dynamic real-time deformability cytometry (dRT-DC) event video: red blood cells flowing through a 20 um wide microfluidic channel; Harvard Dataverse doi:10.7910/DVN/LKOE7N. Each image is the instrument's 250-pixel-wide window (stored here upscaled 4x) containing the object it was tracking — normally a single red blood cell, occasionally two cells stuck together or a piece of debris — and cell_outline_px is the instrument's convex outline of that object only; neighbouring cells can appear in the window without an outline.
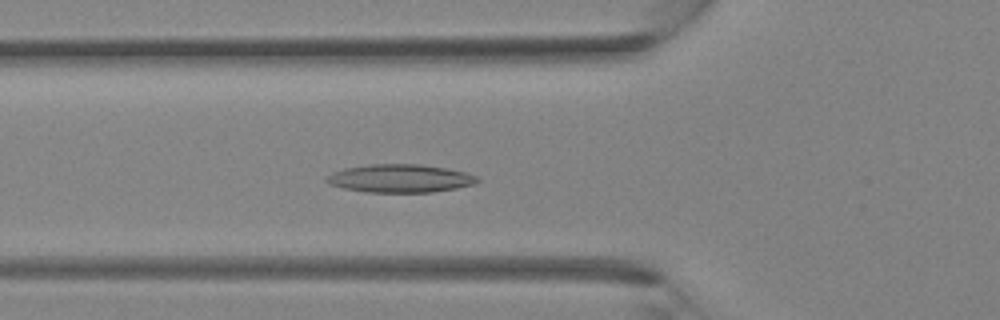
{"species": "Egyptian fruit bat (a non-hibernating species)", "species_latin": "Rousettus aegyptiacus", "temperature_condition": "room temperature", "stored_images_in_passage": 28, "camera_frame_rate_fps": 3000, "um_per_image_px": 0.085, "animal": {"sex": "female"}, "frame": {"image": 1, "passage_image": 10, "time_ms": 3.0, "image_size_px": [1000, 320], "cell_outline_px": [[480, 180], [476, 184], [456, 188], [432, 192], [364, 192], [344, 188], [328, 184], [324, 180], [332, 172], [344, 168], [368, 164], [420, 164], [448, 168], [464, 172], [476, 176]], "centroid_in_image_um": [33.99, 15.16], "position_along_channel_um": 91.8, "area_um2": 24.85}}
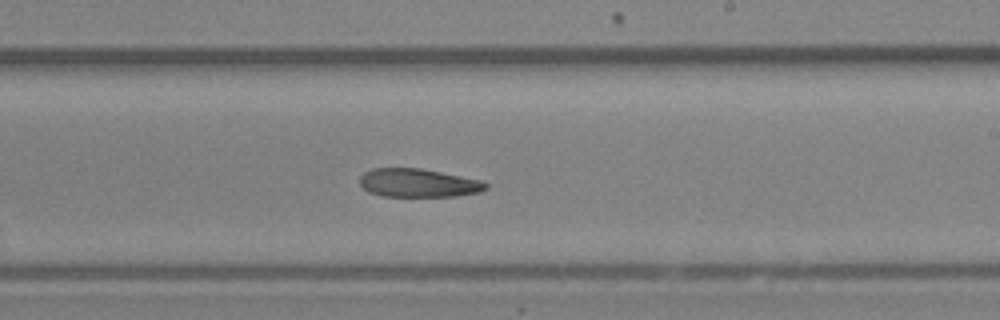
{"frame": {"image": 2, "passage_image": 19, "time_ms": 6.0, "image_size_px": [1000, 320], "cell_outline_px": [[488, 188], [480, 192], [456, 196], [380, 196], [368, 192], [360, 184], [360, 176], [364, 172], [372, 168], [420, 168], [480, 180], [488, 184]], "centroid_in_image_um": [35.53, 15.55], "position_along_channel_um": 253.5, "area_um2": 20.87}}
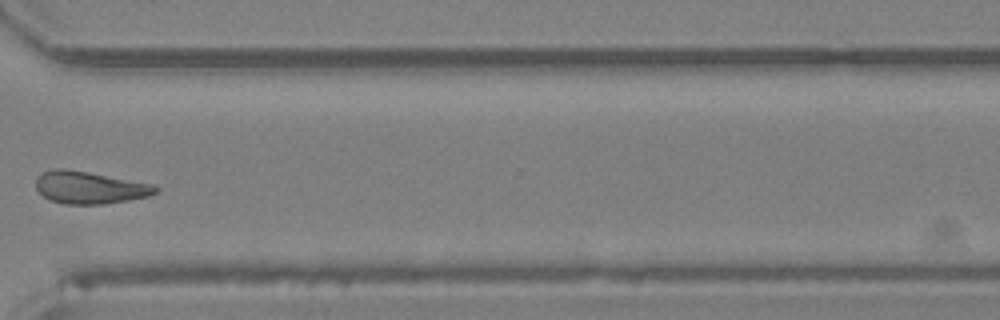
{"frame": {"image": 3, "passage_image": 25, "time_ms": 8.0, "image_size_px": [1000, 320], "cell_outline_px": [[160, 188], [156, 192], [148, 196], [128, 200], [104, 204], [64, 204], [48, 200], [36, 188], [36, 176], [44, 172], [56, 168], [64, 168], [88, 172], [156, 184]], "centroid_in_image_um": [7.63, 15.94], "position_along_channel_um": 363.0, "area_um2": 22.66}}